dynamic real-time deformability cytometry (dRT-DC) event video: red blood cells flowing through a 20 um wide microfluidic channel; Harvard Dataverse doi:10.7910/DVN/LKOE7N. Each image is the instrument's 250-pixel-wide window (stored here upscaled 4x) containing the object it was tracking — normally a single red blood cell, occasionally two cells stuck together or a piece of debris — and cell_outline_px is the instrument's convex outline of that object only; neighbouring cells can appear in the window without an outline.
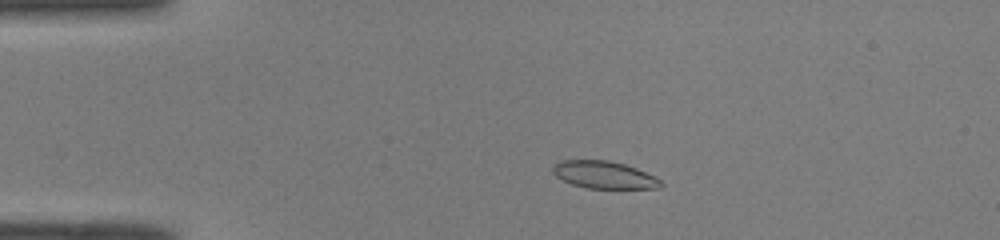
{"species": "common noctule bat (a hibernating species)", "species_latin": "Nyctalus noctula", "temperature_condition": "room temperature", "stored_images_in_passage": 46, "camera_frame_rate_fps": 3000, "um_per_image_px": 0.085, "animal": {"sex": "male", "body_mass_g": 19.0, "forearm_length_mm": 50.8}, "frame": {"image": 1, "passage_image": 7, "time_ms": 2.0, "image_size_px": [1000, 240], "cell_outline_px": [[664, 184], [660, 188], [588, 188], [572, 184], [556, 176], [552, 172], [552, 164], [560, 160], [608, 160], [624, 164], [636, 168], [656, 176]], "centroid_in_image_um": [51.34, 14.85], "position_along_channel_um": 33.7, "area_um2": 17.28}}
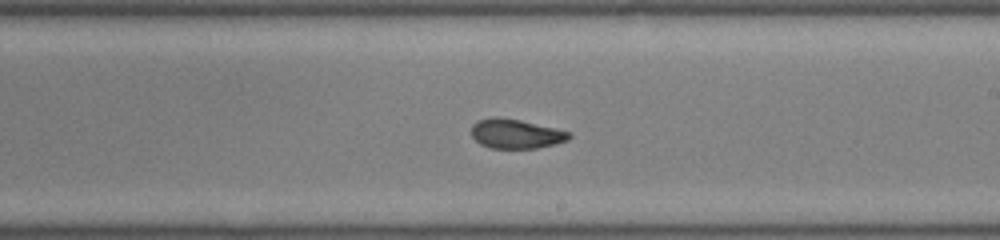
{"frame": {"image": 2, "passage_image": 26, "time_ms": 8.333, "image_size_px": [1000, 240], "cell_outline_px": [[572, 136], [568, 140], [556, 144], [536, 148], [492, 148], [480, 144], [472, 136], [472, 124], [476, 120], [496, 116], [520, 120], [572, 132]], "centroid_in_image_um": [43.86, 11.36], "position_along_channel_um": 245.1, "area_um2": 16.82}}
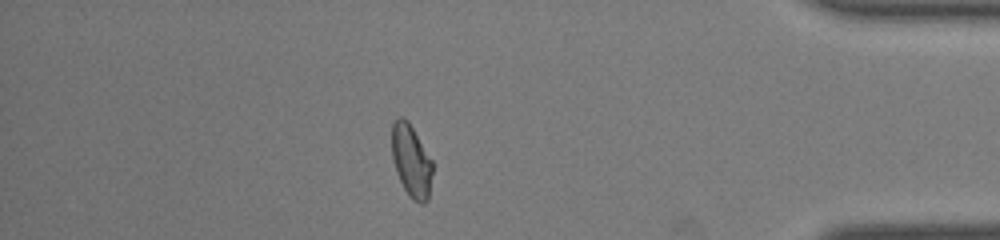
{"frame": {"image": 3, "passage_image": 40, "time_ms": 13.0, "image_size_px": [1000, 240], "cell_outline_px": [[432, 172], [428, 200], [424, 204], [420, 204], [412, 200], [408, 196], [396, 172], [392, 156], [392, 124], [396, 116], [404, 116], [408, 120], [432, 160]], "centroid_in_image_um": [34.95, 13.66], "position_along_channel_um": 400.3, "area_um2": 17.34}, "authors_computed_cell_mechanics": {"area_um2": 17.4556, "velocity_mm_per_s": 4.0781, "shape_relaxation_time_tau1_ms": 6.5296, "shape_relaxation_time_tau2_ms": 1.4124, "deformation_change_tau1": 0.2029, "deformation_change_tau2": 0.065}}